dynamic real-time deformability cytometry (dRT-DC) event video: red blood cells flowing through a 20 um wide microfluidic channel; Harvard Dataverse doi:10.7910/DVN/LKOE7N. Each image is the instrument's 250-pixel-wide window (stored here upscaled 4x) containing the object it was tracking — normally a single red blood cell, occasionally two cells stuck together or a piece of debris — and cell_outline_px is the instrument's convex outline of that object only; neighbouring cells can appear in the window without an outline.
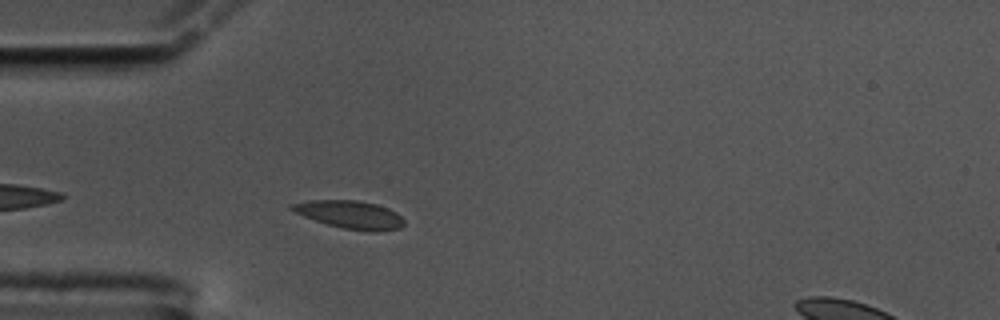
{"species": "common noctule bat (a hibernating species)", "species_latin": "Nyctalus noctula", "temperature_condition": "cold", "stored_images_in_passage": 26, "camera_frame_rate_fps": 3000, "um_per_image_px": 0.085, "animal": {"sex": "male", "body_mass_g": 17.5, "forearm_length_mm": 52.3}, "frame": {"image": 1, "passage_image": 4, "time_ms": 1.0, "image_size_px": [1000, 320], "cell_outline_px": [[404, 224], [400, 228], [380, 232], [372, 232], [344, 228], [328, 224], [304, 216], [288, 208], [288, 204], [312, 200], [356, 200], [376, 204], [388, 208], [396, 212], [404, 220]], "centroid_in_image_um": [29.77, 18.24], "position_along_channel_um": 55.2, "area_um2": 18.21}}
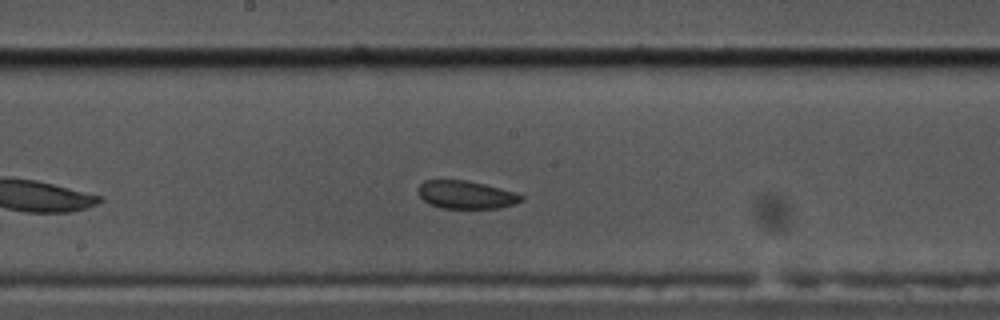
{"frame": {"image": 2, "passage_image": 18, "time_ms": 5.667, "image_size_px": [1000, 320], "cell_outline_px": [[524, 200], [500, 208], [440, 208], [428, 204], [416, 192], [416, 188], [424, 180], [468, 180], [516, 192], [524, 196]], "centroid_in_image_um": [39.58, 16.55], "position_along_channel_um": 208.6, "area_um2": 16.99}}
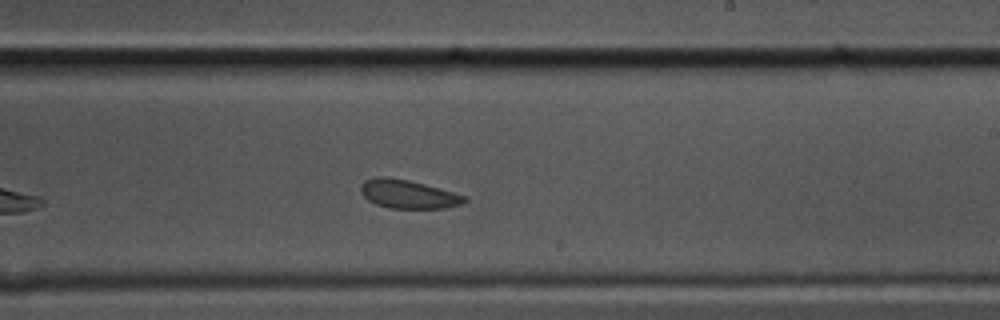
{"frame": {"image": 3, "passage_image": 22, "time_ms": 7.0, "image_size_px": [1000, 320], "cell_outline_px": [[468, 200], [460, 204], [444, 208], [388, 208], [376, 204], [368, 200], [360, 192], [360, 184], [364, 180], [376, 176], [384, 176], [408, 180], [424, 184], [468, 196]], "centroid_in_image_um": [34.66, 16.49], "position_along_channel_um": 254.3, "area_um2": 17.34}}